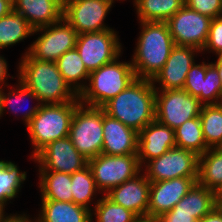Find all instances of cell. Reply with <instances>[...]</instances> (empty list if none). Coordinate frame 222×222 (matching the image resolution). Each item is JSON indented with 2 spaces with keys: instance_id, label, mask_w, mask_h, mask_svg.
<instances>
[{
  "instance_id": "1",
  "label": "cell",
  "mask_w": 222,
  "mask_h": 222,
  "mask_svg": "<svg viewBox=\"0 0 222 222\" xmlns=\"http://www.w3.org/2000/svg\"><path fill=\"white\" fill-rule=\"evenodd\" d=\"M155 87L151 79L136 78L102 108L107 115L139 133L155 120Z\"/></svg>"
},
{
  "instance_id": "2",
  "label": "cell",
  "mask_w": 222,
  "mask_h": 222,
  "mask_svg": "<svg viewBox=\"0 0 222 222\" xmlns=\"http://www.w3.org/2000/svg\"><path fill=\"white\" fill-rule=\"evenodd\" d=\"M18 69L19 80L35 93L41 104L79 101L78 94L65 81L56 62L35 59L25 53Z\"/></svg>"
},
{
  "instance_id": "3",
  "label": "cell",
  "mask_w": 222,
  "mask_h": 222,
  "mask_svg": "<svg viewBox=\"0 0 222 222\" xmlns=\"http://www.w3.org/2000/svg\"><path fill=\"white\" fill-rule=\"evenodd\" d=\"M139 23L142 30L131 63L137 78L152 79L165 65L175 44L166 22Z\"/></svg>"
},
{
  "instance_id": "4",
  "label": "cell",
  "mask_w": 222,
  "mask_h": 222,
  "mask_svg": "<svg viewBox=\"0 0 222 222\" xmlns=\"http://www.w3.org/2000/svg\"><path fill=\"white\" fill-rule=\"evenodd\" d=\"M118 60L119 57L90 72L89 85L78 95L80 103L102 107L137 78L131 62Z\"/></svg>"
},
{
  "instance_id": "5",
  "label": "cell",
  "mask_w": 222,
  "mask_h": 222,
  "mask_svg": "<svg viewBox=\"0 0 222 222\" xmlns=\"http://www.w3.org/2000/svg\"><path fill=\"white\" fill-rule=\"evenodd\" d=\"M80 101L61 104H42L26 125L34 145L32 158L49 143L69 135L73 114Z\"/></svg>"
},
{
  "instance_id": "6",
  "label": "cell",
  "mask_w": 222,
  "mask_h": 222,
  "mask_svg": "<svg viewBox=\"0 0 222 222\" xmlns=\"http://www.w3.org/2000/svg\"><path fill=\"white\" fill-rule=\"evenodd\" d=\"M68 137L86 159L102 153L103 108L79 103L72 117Z\"/></svg>"
},
{
  "instance_id": "7",
  "label": "cell",
  "mask_w": 222,
  "mask_h": 222,
  "mask_svg": "<svg viewBox=\"0 0 222 222\" xmlns=\"http://www.w3.org/2000/svg\"><path fill=\"white\" fill-rule=\"evenodd\" d=\"M88 166L99 193L105 194L142 171L137 154L110 156L101 153L89 159Z\"/></svg>"
},
{
  "instance_id": "8",
  "label": "cell",
  "mask_w": 222,
  "mask_h": 222,
  "mask_svg": "<svg viewBox=\"0 0 222 222\" xmlns=\"http://www.w3.org/2000/svg\"><path fill=\"white\" fill-rule=\"evenodd\" d=\"M202 106L198 98L183 89L156 90L155 120L175 130L185 121L199 117Z\"/></svg>"
},
{
  "instance_id": "9",
  "label": "cell",
  "mask_w": 222,
  "mask_h": 222,
  "mask_svg": "<svg viewBox=\"0 0 222 222\" xmlns=\"http://www.w3.org/2000/svg\"><path fill=\"white\" fill-rule=\"evenodd\" d=\"M40 31L44 33H41L26 51L32 58L56 62L65 52L76 46L78 34L64 18L49 26L35 29L33 34Z\"/></svg>"
},
{
  "instance_id": "10",
  "label": "cell",
  "mask_w": 222,
  "mask_h": 222,
  "mask_svg": "<svg viewBox=\"0 0 222 222\" xmlns=\"http://www.w3.org/2000/svg\"><path fill=\"white\" fill-rule=\"evenodd\" d=\"M75 48L89 72L118 58L122 50L114 29L78 34Z\"/></svg>"
},
{
  "instance_id": "11",
  "label": "cell",
  "mask_w": 222,
  "mask_h": 222,
  "mask_svg": "<svg viewBox=\"0 0 222 222\" xmlns=\"http://www.w3.org/2000/svg\"><path fill=\"white\" fill-rule=\"evenodd\" d=\"M199 156L187 149L173 147L145 165V176L150 182L178 177H198Z\"/></svg>"
},
{
  "instance_id": "12",
  "label": "cell",
  "mask_w": 222,
  "mask_h": 222,
  "mask_svg": "<svg viewBox=\"0 0 222 222\" xmlns=\"http://www.w3.org/2000/svg\"><path fill=\"white\" fill-rule=\"evenodd\" d=\"M114 0H64L63 18L77 34L112 29L104 24Z\"/></svg>"
},
{
  "instance_id": "13",
  "label": "cell",
  "mask_w": 222,
  "mask_h": 222,
  "mask_svg": "<svg viewBox=\"0 0 222 222\" xmlns=\"http://www.w3.org/2000/svg\"><path fill=\"white\" fill-rule=\"evenodd\" d=\"M211 18L184 5L166 23L174 44L203 50L209 33Z\"/></svg>"
},
{
  "instance_id": "14",
  "label": "cell",
  "mask_w": 222,
  "mask_h": 222,
  "mask_svg": "<svg viewBox=\"0 0 222 222\" xmlns=\"http://www.w3.org/2000/svg\"><path fill=\"white\" fill-rule=\"evenodd\" d=\"M34 160L40 165L39 171L68 174L88 165V159L79 153L68 136L49 143L34 156Z\"/></svg>"
},
{
  "instance_id": "15",
  "label": "cell",
  "mask_w": 222,
  "mask_h": 222,
  "mask_svg": "<svg viewBox=\"0 0 222 222\" xmlns=\"http://www.w3.org/2000/svg\"><path fill=\"white\" fill-rule=\"evenodd\" d=\"M198 177H178L170 180L151 182L147 217L158 218L185 196L197 182Z\"/></svg>"
},
{
  "instance_id": "16",
  "label": "cell",
  "mask_w": 222,
  "mask_h": 222,
  "mask_svg": "<svg viewBox=\"0 0 222 222\" xmlns=\"http://www.w3.org/2000/svg\"><path fill=\"white\" fill-rule=\"evenodd\" d=\"M200 51L192 46L174 45L163 68L151 79L160 87L155 90L183 89L187 73L194 64V56Z\"/></svg>"
},
{
  "instance_id": "17",
  "label": "cell",
  "mask_w": 222,
  "mask_h": 222,
  "mask_svg": "<svg viewBox=\"0 0 222 222\" xmlns=\"http://www.w3.org/2000/svg\"><path fill=\"white\" fill-rule=\"evenodd\" d=\"M176 147L174 130L154 120L138 133L137 156L142 165ZM147 160V161H146Z\"/></svg>"
},
{
  "instance_id": "18",
  "label": "cell",
  "mask_w": 222,
  "mask_h": 222,
  "mask_svg": "<svg viewBox=\"0 0 222 222\" xmlns=\"http://www.w3.org/2000/svg\"><path fill=\"white\" fill-rule=\"evenodd\" d=\"M150 184L145 174L141 173L111 189L105 195L117 205L131 210L138 217H147Z\"/></svg>"
},
{
  "instance_id": "19",
  "label": "cell",
  "mask_w": 222,
  "mask_h": 222,
  "mask_svg": "<svg viewBox=\"0 0 222 222\" xmlns=\"http://www.w3.org/2000/svg\"><path fill=\"white\" fill-rule=\"evenodd\" d=\"M138 132L125 126L103 110L102 153L110 156L137 154Z\"/></svg>"
},
{
  "instance_id": "20",
  "label": "cell",
  "mask_w": 222,
  "mask_h": 222,
  "mask_svg": "<svg viewBox=\"0 0 222 222\" xmlns=\"http://www.w3.org/2000/svg\"><path fill=\"white\" fill-rule=\"evenodd\" d=\"M13 11L22 14L35 30L63 18L64 0H12Z\"/></svg>"
},
{
  "instance_id": "21",
  "label": "cell",
  "mask_w": 222,
  "mask_h": 222,
  "mask_svg": "<svg viewBox=\"0 0 222 222\" xmlns=\"http://www.w3.org/2000/svg\"><path fill=\"white\" fill-rule=\"evenodd\" d=\"M41 209L36 222H93L91 210L74 202L42 200Z\"/></svg>"
},
{
  "instance_id": "22",
  "label": "cell",
  "mask_w": 222,
  "mask_h": 222,
  "mask_svg": "<svg viewBox=\"0 0 222 222\" xmlns=\"http://www.w3.org/2000/svg\"><path fill=\"white\" fill-rule=\"evenodd\" d=\"M215 208V192L195 182L188 193L168 212H185L201 220Z\"/></svg>"
},
{
  "instance_id": "23",
  "label": "cell",
  "mask_w": 222,
  "mask_h": 222,
  "mask_svg": "<svg viewBox=\"0 0 222 222\" xmlns=\"http://www.w3.org/2000/svg\"><path fill=\"white\" fill-rule=\"evenodd\" d=\"M197 182L214 192L222 190V147L209 148L199 156Z\"/></svg>"
},
{
  "instance_id": "24",
  "label": "cell",
  "mask_w": 222,
  "mask_h": 222,
  "mask_svg": "<svg viewBox=\"0 0 222 222\" xmlns=\"http://www.w3.org/2000/svg\"><path fill=\"white\" fill-rule=\"evenodd\" d=\"M39 178L42 200L72 202L71 174L39 171Z\"/></svg>"
},
{
  "instance_id": "25",
  "label": "cell",
  "mask_w": 222,
  "mask_h": 222,
  "mask_svg": "<svg viewBox=\"0 0 222 222\" xmlns=\"http://www.w3.org/2000/svg\"><path fill=\"white\" fill-rule=\"evenodd\" d=\"M56 64L65 81L79 95L86 87V82L84 84L81 82L84 79L85 81L89 79L90 72L86 69L77 49L74 48L65 52L57 59Z\"/></svg>"
},
{
  "instance_id": "26",
  "label": "cell",
  "mask_w": 222,
  "mask_h": 222,
  "mask_svg": "<svg viewBox=\"0 0 222 222\" xmlns=\"http://www.w3.org/2000/svg\"><path fill=\"white\" fill-rule=\"evenodd\" d=\"M140 22H166L185 2L184 0H134Z\"/></svg>"
},
{
  "instance_id": "27",
  "label": "cell",
  "mask_w": 222,
  "mask_h": 222,
  "mask_svg": "<svg viewBox=\"0 0 222 222\" xmlns=\"http://www.w3.org/2000/svg\"><path fill=\"white\" fill-rule=\"evenodd\" d=\"M33 31L24 16L12 10L0 19V49L23 41L29 35H34Z\"/></svg>"
},
{
  "instance_id": "28",
  "label": "cell",
  "mask_w": 222,
  "mask_h": 222,
  "mask_svg": "<svg viewBox=\"0 0 222 222\" xmlns=\"http://www.w3.org/2000/svg\"><path fill=\"white\" fill-rule=\"evenodd\" d=\"M176 146L191 150L198 156L204 154L209 148L204 140L202 125L199 117L185 121L174 130Z\"/></svg>"
},
{
  "instance_id": "29",
  "label": "cell",
  "mask_w": 222,
  "mask_h": 222,
  "mask_svg": "<svg viewBox=\"0 0 222 222\" xmlns=\"http://www.w3.org/2000/svg\"><path fill=\"white\" fill-rule=\"evenodd\" d=\"M199 118L207 147H222V103L203 105Z\"/></svg>"
},
{
  "instance_id": "30",
  "label": "cell",
  "mask_w": 222,
  "mask_h": 222,
  "mask_svg": "<svg viewBox=\"0 0 222 222\" xmlns=\"http://www.w3.org/2000/svg\"><path fill=\"white\" fill-rule=\"evenodd\" d=\"M26 172H20L18 166L11 161L0 160V203L15 198L26 180Z\"/></svg>"
},
{
  "instance_id": "31",
  "label": "cell",
  "mask_w": 222,
  "mask_h": 222,
  "mask_svg": "<svg viewBox=\"0 0 222 222\" xmlns=\"http://www.w3.org/2000/svg\"><path fill=\"white\" fill-rule=\"evenodd\" d=\"M71 183L72 202L91 210L89 205H91V201L93 200L92 197L99 190L89 166L87 165L83 169L71 174Z\"/></svg>"
},
{
  "instance_id": "32",
  "label": "cell",
  "mask_w": 222,
  "mask_h": 222,
  "mask_svg": "<svg viewBox=\"0 0 222 222\" xmlns=\"http://www.w3.org/2000/svg\"><path fill=\"white\" fill-rule=\"evenodd\" d=\"M18 86L17 89H15L13 87L12 91L8 92V94L4 93L3 89L1 88V92H0V117L3 114V111H5V108H10L11 111L18 112V108H17V104L20 101V99L23 98H33L35 99L38 103L37 105H35L34 107H31L30 109H28L27 112L23 113V119L25 121V124L27 125L31 119L35 116V114L39 111L40 107H41V103L40 100L38 99V97L35 95V93L30 90L23 82H21L20 80H18ZM14 98V99H13ZM20 104V103H19ZM16 108V111L14 110ZM20 111V110H19ZM16 114V113H15Z\"/></svg>"
},
{
  "instance_id": "33",
  "label": "cell",
  "mask_w": 222,
  "mask_h": 222,
  "mask_svg": "<svg viewBox=\"0 0 222 222\" xmlns=\"http://www.w3.org/2000/svg\"><path fill=\"white\" fill-rule=\"evenodd\" d=\"M96 202L95 212H91V215H96V222H135L139 218L131 210L114 203L105 194Z\"/></svg>"
},
{
  "instance_id": "34",
  "label": "cell",
  "mask_w": 222,
  "mask_h": 222,
  "mask_svg": "<svg viewBox=\"0 0 222 222\" xmlns=\"http://www.w3.org/2000/svg\"><path fill=\"white\" fill-rule=\"evenodd\" d=\"M222 102L221 80L217 68L211 63L206 64V74L201 91L203 105L220 104Z\"/></svg>"
},
{
  "instance_id": "35",
  "label": "cell",
  "mask_w": 222,
  "mask_h": 222,
  "mask_svg": "<svg viewBox=\"0 0 222 222\" xmlns=\"http://www.w3.org/2000/svg\"><path fill=\"white\" fill-rule=\"evenodd\" d=\"M206 74V63L194 64L191 66V69L187 73L186 80L183 86L188 94L198 98L201 102V91L203 90V80L205 79Z\"/></svg>"
},
{
  "instance_id": "36",
  "label": "cell",
  "mask_w": 222,
  "mask_h": 222,
  "mask_svg": "<svg viewBox=\"0 0 222 222\" xmlns=\"http://www.w3.org/2000/svg\"><path fill=\"white\" fill-rule=\"evenodd\" d=\"M185 5L211 19L222 16V0H184Z\"/></svg>"
},
{
  "instance_id": "37",
  "label": "cell",
  "mask_w": 222,
  "mask_h": 222,
  "mask_svg": "<svg viewBox=\"0 0 222 222\" xmlns=\"http://www.w3.org/2000/svg\"><path fill=\"white\" fill-rule=\"evenodd\" d=\"M205 50L222 55V16L211 19L208 39L202 51Z\"/></svg>"
},
{
  "instance_id": "38",
  "label": "cell",
  "mask_w": 222,
  "mask_h": 222,
  "mask_svg": "<svg viewBox=\"0 0 222 222\" xmlns=\"http://www.w3.org/2000/svg\"><path fill=\"white\" fill-rule=\"evenodd\" d=\"M158 222H198L192 214L185 212H166L157 218Z\"/></svg>"
},
{
  "instance_id": "39",
  "label": "cell",
  "mask_w": 222,
  "mask_h": 222,
  "mask_svg": "<svg viewBox=\"0 0 222 222\" xmlns=\"http://www.w3.org/2000/svg\"><path fill=\"white\" fill-rule=\"evenodd\" d=\"M7 66L6 59L0 55V84L4 87L8 85L5 83V79L7 80ZM4 83L5 85H3ZM1 85L0 88H3Z\"/></svg>"
},
{
  "instance_id": "40",
  "label": "cell",
  "mask_w": 222,
  "mask_h": 222,
  "mask_svg": "<svg viewBox=\"0 0 222 222\" xmlns=\"http://www.w3.org/2000/svg\"><path fill=\"white\" fill-rule=\"evenodd\" d=\"M198 222H222V215L214 208Z\"/></svg>"
},
{
  "instance_id": "41",
  "label": "cell",
  "mask_w": 222,
  "mask_h": 222,
  "mask_svg": "<svg viewBox=\"0 0 222 222\" xmlns=\"http://www.w3.org/2000/svg\"><path fill=\"white\" fill-rule=\"evenodd\" d=\"M13 10L12 0H0V19Z\"/></svg>"
},
{
  "instance_id": "42",
  "label": "cell",
  "mask_w": 222,
  "mask_h": 222,
  "mask_svg": "<svg viewBox=\"0 0 222 222\" xmlns=\"http://www.w3.org/2000/svg\"><path fill=\"white\" fill-rule=\"evenodd\" d=\"M4 222H34V221H31L29 219V217H27L25 214H15V215H8V217L5 219ZM36 222V220H35Z\"/></svg>"
},
{
  "instance_id": "43",
  "label": "cell",
  "mask_w": 222,
  "mask_h": 222,
  "mask_svg": "<svg viewBox=\"0 0 222 222\" xmlns=\"http://www.w3.org/2000/svg\"><path fill=\"white\" fill-rule=\"evenodd\" d=\"M215 209L222 215V190L215 192Z\"/></svg>"
},
{
  "instance_id": "44",
  "label": "cell",
  "mask_w": 222,
  "mask_h": 222,
  "mask_svg": "<svg viewBox=\"0 0 222 222\" xmlns=\"http://www.w3.org/2000/svg\"><path fill=\"white\" fill-rule=\"evenodd\" d=\"M212 64L217 68L218 74L220 76L221 80V87H222V55H218V59L215 63L212 62Z\"/></svg>"
},
{
  "instance_id": "45",
  "label": "cell",
  "mask_w": 222,
  "mask_h": 222,
  "mask_svg": "<svg viewBox=\"0 0 222 222\" xmlns=\"http://www.w3.org/2000/svg\"><path fill=\"white\" fill-rule=\"evenodd\" d=\"M135 222H158V220L152 217H139Z\"/></svg>"
},
{
  "instance_id": "46",
  "label": "cell",
  "mask_w": 222,
  "mask_h": 222,
  "mask_svg": "<svg viewBox=\"0 0 222 222\" xmlns=\"http://www.w3.org/2000/svg\"><path fill=\"white\" fill-rule=\"evenodd\" d=\"M4 210H5V205L0 203V222H4L5 219L8 217L7 215H4L5 214Z\"/></svg>"
}]
</instances>
